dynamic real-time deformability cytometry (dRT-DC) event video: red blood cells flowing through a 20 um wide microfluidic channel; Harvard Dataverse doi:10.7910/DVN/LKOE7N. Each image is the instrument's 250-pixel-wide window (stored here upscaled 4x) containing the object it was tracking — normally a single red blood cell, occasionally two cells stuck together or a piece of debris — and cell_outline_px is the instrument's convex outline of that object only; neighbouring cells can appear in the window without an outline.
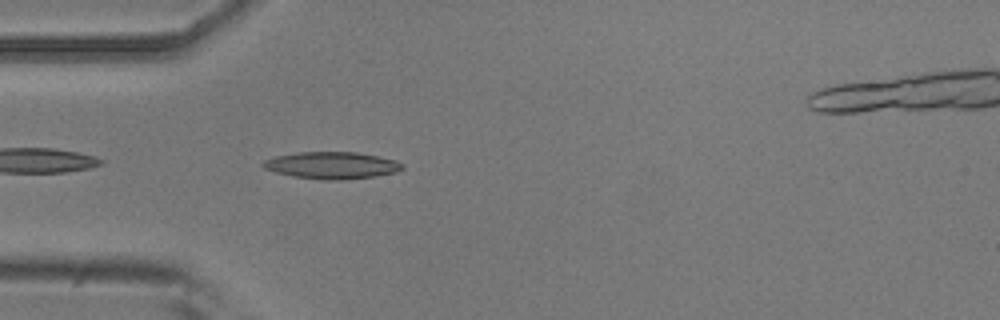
{"species": "common noctule bat (a hibernating species)", "species_latin": "Nyctalus noctula", "temperature_condition": "room temperature", "stored_images_in_passage": 4, "camera_frame_rate_fps": 3000, "um_per_image_px": 0.085, "animal": {"sex": "male", "body_mass_g": 20.5, "forearm_length_mm": 52.5}, "frame": {"image": 1, "passage_image": 3, "time_ms": 0.667, "image_size_px": [1000, 320], "cell_outline_px": [[404, 168], [396, 172], [376, 176], [344, 180], [324, 180], [292, 176], [276, 172], [264, 168], [260, 164], [264, 160], [276, 156], [296, 152], [356, 152], [396, 160], [404, 164]], "centroid_in_image_um": [28.21, 14.05], "position_along_channel_um": 56.8, "area_um2": 21.96}}